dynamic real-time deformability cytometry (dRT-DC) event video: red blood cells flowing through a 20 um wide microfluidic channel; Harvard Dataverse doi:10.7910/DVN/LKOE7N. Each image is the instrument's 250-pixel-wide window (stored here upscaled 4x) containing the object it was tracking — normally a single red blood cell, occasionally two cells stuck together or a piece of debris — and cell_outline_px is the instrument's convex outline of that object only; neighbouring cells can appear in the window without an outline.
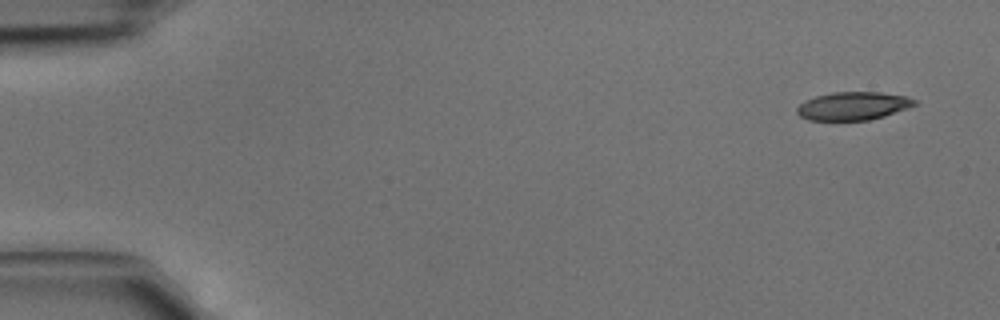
{"species": "common noctule bat (a hibernating species)", "species_latin": "Nyctalus noctula", "temperature_condition": "cold", "stored_images_in_passage": 4, "camera_frame_rate_fps": 3000, "um_per_image_px": 0.085, "animal": {"sex": "male", "body_mass_g": 15.6}, "frame": {"image": 1, "passage_image": 1, "time_ms": 0.0, "image_size_px": [1000, 320], "cell_outline_px": [[916, 104], [884, 116], [868, 120], [808, 120], [800, 116], [796, 112], [796, 108], [804, 100], [816, 96], [832, 92], [880, 92], [904, 96], [916, 100]], "centroid_in_image_um": [72.45, 9.0], "position_along_channel_um": 12.5, "area_um2": 19.13}}
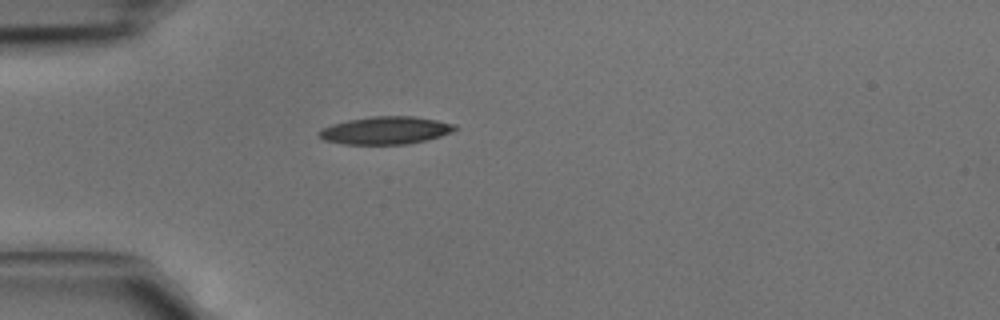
{"frame": {"image": 2, "passage_image": 4, "time_ms": 1.0, "image_size_px": [1000, 320], "cell_outline_px": [[456, 128], [452, 132], [440, 136], [408, 144], [344, 144], [324, 140], [316, 132], [320, 128], [332, 124], [348, 120], [372, 116], [412, 116], [436, 120], [456, 124]], "centroid_in_image_um": [32.74, 11.08], "position_along_channel_um": 52.3, "area_um2": 21.85}}